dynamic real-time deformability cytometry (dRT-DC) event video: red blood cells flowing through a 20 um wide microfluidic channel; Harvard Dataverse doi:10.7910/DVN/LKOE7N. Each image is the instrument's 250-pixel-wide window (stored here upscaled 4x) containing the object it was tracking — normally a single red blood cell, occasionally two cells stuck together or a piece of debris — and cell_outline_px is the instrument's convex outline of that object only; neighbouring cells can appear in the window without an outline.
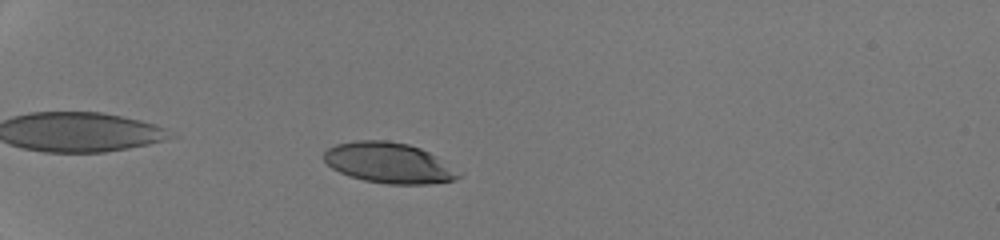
{"species": "human", "species_latin": "Homo sapiens", "temperature_condition": "room temperature", "stored_images_in_passage": 41, "camera_frame_rate_fps": 3000, "um_per_image_px": 0.085, "donor": {"sex": "male"}, "frame": {"image": 1, "passage_image": 7, "time_ms": 2.0, "image_size_px": [1000, 240], "cell_outline_px": [[464, 172], [460, 176], [452, 180], [428, 184], [388, 184], [364, 180], [348, 176], [332, 168], [324, 160], [324, 152], [328, 148], [336, 144], [356, 140], [388, 140], [408, 144], [420, 148], [436, 156]], "centroid_in_image_um": [33.08, 13.84], "position_along_channel_um": 51.9, "area_um2": 31.96}}
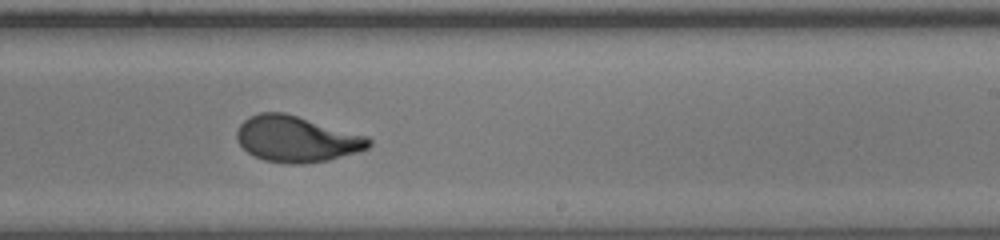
{"frame": {"image": 2, "passage_image": 25, "time_ms": 8.0, "image_size_px": [1000, 240], "cell_outline_px": [[372, 144], [368, 148], [360, 152], [328, 160], [304, 164], [288, 164], [264, 160], [248, 152], [236, 140], [236, 132], [240, 124], [248, 116], [260, 112], [284, 112], [368, 136], [372, 140]], "centroid_in_image_um": [25.23, 11.82], "position_along_channel_um": 263.8, "area_um2": 35.6}}
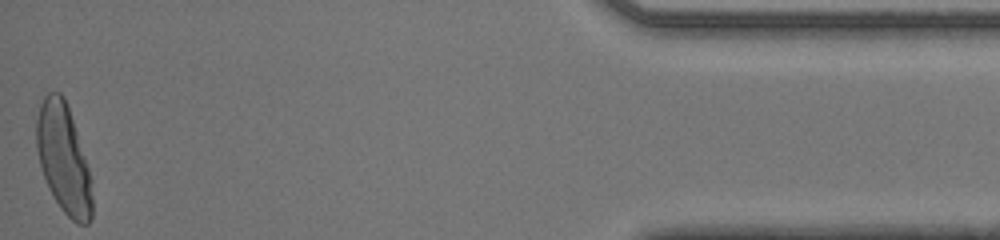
{"frame": {"image": 3, "passage_image": 41, "time_ms": 13.333, "image_size_px": [1000, 240], "cell_outline_px": [[92, 220], [88, 224], [76, 224], [60, 208], [52, 196], [48, 188], [40, 164], [36, 148], [36, 120], [40, 104], [44, 96], [48, 92], [60, 92], [64, 96], [88, 168], [92, 196]], "centroid_in_image_um": [5.38, 13.52], "position_along_channel_um": 429.8, "area_um2": 35.03}, "authors_computed_cell_mechanics": {"area_um2": 34.7956, "velocity_mm_per_s": 4.2918, "shape_relaxation_time_tau1_ms": 4.0908, "shape_relaxation_time_tau2_ms": null, "deformation_change_tau1": 0.208, "deformation_change_tau2": null}}